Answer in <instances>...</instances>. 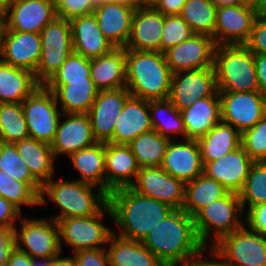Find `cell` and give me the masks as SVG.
I'll use <instances>...</instances> for the list:
<instances>
[{"instance_id":"obj_1","label":"cell","mask_w":266,"mask_h":266,"mask_svg":"<svg viewBox=\"0 0 266 266\" xmlns=\"http://www.w3.org/2000/svg\"><path fill=\"white\" fill-rule=\"evenodd\" d=\"M108 204L113 222L119 228H115L113 233L140 242L174 210L165 203L138 194L130 187L113 190L108 195Z\"/></svg>"},{"instance_id":"obj_2","label":"cell","mask_w":266,"mask_h":266,"mask_svg":"<svg viewBox=\"0 0 266 266\" xmlns=\"http://www.w3.org/2000/svg\"><path fill=\"white\" fill-rule=\"evenodd\" d=\"M142 244L165 266L184 265L202 246L194 218L183 209L172 210L150 230Z\"/></svg>"},{"instance_id":"obj_3","label":"cell","mask_w":266,"mask_h":266,"mask_svg":"<svg viewBox=\"0 0 266 266\" xmlns=\"http://www.w3.org/2000/svg\"><path fill=\"white\" fill-rule=\"evenodd\" d=\"M125 70L131 96L147 101L169 98L173 73L164 53L125 49Z\"/></svg>"},{"instance_id":"obj_4","label":"cell","mask_w":266,"mask_h":266,"mask_svg":"<svg viewBox=\"0 0 266 266\" xmlns=\"http://www.w3.org/2000/svg\"><path fill=\"white\" fill-rule=\"evenodd\" d=\"M53 179L42 186L39 205L46 206L48 200H51L60 208L61 212L58 215L49 216L54 221L63 218L89 217L97 214L108 203V195L99 187L74 178L71 181Z\"/></svg>"},{"instance_id":"obj_5","label":"cell","mask_w":266,"mask_h":266,"mask_svg":"<svg viewBox=\"0 0 266 266\" xmlns=\"http://www.w3.org/2000/svg\"><path fill=\"white\" fill-rule=\"evenodd\" d=\"M214 69L218 91H259L254 54L244 44L216 46Z\"/></svg>"},{"instance_id":"obj_6","label":"cell","mask_w":266,"mask_h":266,"mask_svg":"<svg viewBox=\"0 0 266 266\" xmlns=\"http://www.w3.org/2000/svg\"><path fill=\"white\" fill-rule=\"evenodd\" d=\"M243 212L239 194L235 192H228L224 197L204 207L194 217L195 230L200 242L208 246V242L211 241L210 244L214 245L223 236L240 229L244 226L241 219Z\"/></svg>"},{"instance_id":"obj_7","label":"cell","mask_w":266,"mask_h":266,"mask_svg":"<svg viewBox=\"0 0 266 266\" xmlns=\"http://www.w3.org/2000/svg\"><path fill=\"white\" fill-rule=\"evenodd\" d=\"M104 216L113 215L107 203L97 214L89 217L63 218L56 221L59 228V245L66 243L73 253L80 250L106 248L113 230L103 223ZM106 245V246H105Z\"/></svg>"},{"instance_id":"obj_8","label":"cell","mask_w":266,"mask_h":266,"mask_svg":"<svg viewBox=\"0 0 266 266\" xmlns=\"http://www.w3.org/2000/svg\"><path fill=\"white\" fill-rule=\"evenodd\" d=\"M40 38L41 58L34 75L45 85L73 52L70 21L56 17L42 29Z\"/></svg>"},{"instance_id":"obj_9","label":"cell","mask_w":266,"mask_h":266,"mask_svg":"<svg viewBox=\"0 0 266 266\" xmlns=\"http://www.w3.org/2000/svg\"><path fill=\"white\" fill-rule=\"evenodd\" d=\"M21 105L29 138L51 144L63 114L53 92L40 85Z\"/></svg>"},{"instance_id":"obj_10","label":"cell","mask_w":266,"mask_h":266,"mask_svg":"<svg viewBox=\"0 0 266 266\" xmlns=\"http://www.w3.org/2000/svg\"><path fill=\"white\" fill-rule=\"evenodd\" d=\"M20 229L14 227V245L32 258L58 257L59 245L57 222L49 218H20ZM24 245V246H23Z\"/></svg>"},{"instance_id":"obj_11","label":"cell","mask_w":266,"mask_h":266,"mask_svg":"<svg viewBox=\"0 0 266 266\" xmlns=\"http://www.w3.org/2000/svg\"><path fill=\"white\" fill-rule=\"evenodd\" d=\"M214 246L229 266H266V236L246 225L223 236Z\"/></svg>"},{"instance_id":"obj_12","label":"cell","mask_w":266,"mask_h":266,"mask_svg":"<svg viewBox=\"0 0 266 266\" xmlns=\"http://www.w3.org/2000/svg\"><path fill=\"white\" fill-rule=\"evenodd\" d=\"M221 121L240 133L252 128L266 114V97L259 91H219Z\"/></svg>"},{"instance_id":"obj_13","label":"cell","mask_w":266,"mask_h":266,"mask_svg":"<svg viewBox=\"0 0 266 266\" xmlns=\"http://www.w3.org/2000/svg\"><path fill=\"white\" fill-rule=\"evenodd\" d=\"M56 17L54 0H6L3 25L9 31L40 34Z\"/></svg>"},{"instance_id":"obj_14","label":"cell","mask_w":266,"mask_h":266,"mask_svg":"<svg viewBox=\"0 0 266 266\" xmlns=\"http://www.w3.org/2000/svg\"><path fill=\"white\" fill-rule=\"evenodd\" d=\"M130 188L140 195L165 203L173 209H182L184 204L185 184L169 175L160 166L140 168Z\"/></svg>"},{"instance_id":"obj_15","label":"cell","mask_w":266,"mask_h":266,"mask_svg":"<svg viewBox=\"0 0 266 266\" xmlns=\"http://www.w3.org/2000/svg\"><path fill=\"white\" fill-rule=\"evenodd\" d=\"M214 67L173 73L169 100L181 111L217 92Z\"/></svg>"},{"instance_id":"obj_16","label":"cell","mask_w":266,"mask_h":266,"mask_svg":"<svg viewBox=\"0 0 266 266\" xmlns=\"http://www.w3.org/2000/svg\"><path fill=\"white\" fill-rule=\"evenodd\" d=\"M216 46L213 37L194 34L190 39L169 48L164 54L172 73L198 70L214 67Z\"/></svg>"},{"instance_id":"obj_17","label":"cell","mask_w":266,"mask_h":266,"mask_svg":"<svg viewBox=\"0 0 266 266\" xmlns=\"http://www.w3.org/2000/svg\"><path fill=\"white\" fill-rule=\"evenodd\" d=\"M39 33L9 31L3 28L0 44V60L33 74L41 58Z\"/></svg>"},{"instance_id":"obj_18","label":"cell","mask_w":266,"mask_h":266,"mask_svg":"<svg viewBox=\"0 0 266 266\" xmlns=\"http://www.w3.org/2000/svg\"><path fill=\"white\" fill-rule=\"evenodd\" d=\"M130 96L126 87L98 92L88 112L92 134L97 142L108 143L112 139L117 117Z\"/></svg>"},{"instance_id":"obj_19","label":"cell","mask_w":266,"mask_h":266,"mask_svg":"<svg viewBox=\"0 0 266 266\" xmlns=\"http://www.w3.org/2000/svg\"><path fill=\"white\" fill-rule=\"evenodd\" d=\"M254 8L242 4L217 7L214 42L219 45L245 44L256 20Z\"/></svg>"},{"instance_id":"obj_20","label":"cell","mask_w":266,"mask_h":266,"mask_svg":"<svg viewBox=\"0 0 266 266\" xmlns=\"http://www.w3.org/2000/svg\"><path fill=\"white\" fill-rule=\"evenodd\" d=\"M96 142L88 114L63 113L50 145L55 158H58L60 155L69 157Z\"/></svg>"},{"instance_id":"obj_21","label":"cell","mask_w":266,"mask_h":266,"mask_svg":"<svg viewBox=\"0 0 266 266\" xmlns=\"http://www.w3.org/2000/svg\"><path fill=\"white\" fill-rule=\"evenodd\" d=\"M160 167L184 184L202 175L203 164L197 140H170Z\"/></svg>"},{"instance_id":"obj_22","label":"cell","mask_w":266,"mask_h":266,"mask_svg":"<svg viewBox=\"0 0 266 266\" xmlns=\"http://www.w3.org/2000/svg\"><path fill=\"white\" fill-rule=\"evenodd\" d=\"M253 162L242 146H239L218 160L204 163L203 174L217 180L229 192L239 193Z\"/></svg>"},{"instance_id":"obj_23","label":"cell","mask_w":266,"mask_h":266,"mask_svg":"<svg viewBox=\"0 0 266 266\" xmlns=\"http://www.w3.org/2000/svg\"><path fill=\"white\" fill-rule=\"evenodd\" d=\"M164 15L151 4L135 9L125 49L161 52Z\"/></svg>"},{"instance_id":"obj_24","label":"cell","mask_w":266,"mask_h":266,"mask_svg":"<svg viewBox=\"0 0 266 266\" xmlns=\"http://www.w3.org/2000/svg\"><path fill=\"white\" fill-rule=\"evenodd\" d=\"M140 166L129 145L105 143L106 194L130 187L136 180Z\"/></svg>"},{"instance_id":"obj_25","label":"cell","mask_w":266,"mask_h":266,"mask_svg":"<svg viewBox=\"0 0 266 266\" xmlns=\"http://www.w3.org/2000/svg\"><path fill=\"white\" fill-rule=\"evenodd\" d=\"M153 130L147 100L130 96L117 117L110 143L129 145L139 135Z\"/></svg>"},{"instance_id":"obj_26","label":"cell","mask_w":266,"mask_h":266,"mask_svg":"<svg viewBox=\"0 0 266 266\" xmlns=\"http://www.w3.org/2000/svg\"><path fill=\"white\" fill-rule=\"evenodd\" d=\"M135 9L113 2L97 4L93 14L103 36L114 48H125Z\"/></svg>"},{"instance_id":"obj_27","label":"cell","mask_w":266,"mask_h":266,"mask_svg":"<svg viewBox=\"0 0 266 266\" xmlns=\"http://www.w3.org/2000/svg\"><path fill=\"white\" fill-rule=\"evenodd\" d=\"M70 26L73 52L91 59L103 56L114 48L103 36L93 13L72 18Z\"/></svg>"},{"instance_id":"obj_28","label":"cell","mask_w":266,"mask_h":266,"mask_svg":"<svg viewBox=\"0 0 266 266\" xmlns=\"http://www.w3.org/2000/svg\"><path fill=\"white\" fill-rule=\"evenodd\" d=\"M90 78L99 91L126 87L125 48H113L103 56L91 58Z\"/></svg>"},{"instance_id":"obj_29","label":"cell","mask_w":266,"mask_h":266,"mask_svg":"<svg viewBox=\"0 0 266 266\" xmlns=\"http://www.w3.org/2000/svg\"><path fill=\"white\" fill-rule=\"evenodd\" d=\"M180 113L184 121L187 139L201 138L221 121L219 91L213 96L196 100Z\"/></svg>"},{"instance_id":"obj_30","label":"cell","mask_w":266,"mask_h":266,"mask_svg":"<svg viewBox=\"0 0 266 266\" xmlns=\"http://www.w3.org/2000/svg\"><path fill=\"white\" fill-rule=\"evenodd\" d=\"M55 95L62 113L88 114L99 92L91 78L86 81H67L62 86H45Z\"/></svg>"},{"instance_id":"obj_31","label":"cell","mask_w":266,"mask_h":266,"mask_svg":"<svg viewBox=\"0 0 266 266\" xmlns=\"http://www.w3.org/2000/svg\"><path fill=\"white\" fill-rule=\"evenodd\" d=\"M20 157L27 164L32 177L43 186L54 178L55 156L51 145L33 138H26L15 143Z\"/></svg>"},{"instance_id":"obj_32","label":"cell","mask_w":266,"mask_h":266,"mask_svg":"<svg viewBox=\"0 0 266 266\" xmlns=\"http://www.w3.org/2000/svg\"><path fill=\"white\" fill-rule=\"evenodd\" d=\"M107 248L110 266H165L140 241L128 240L113 233Z\"/></svg>"},{"instance_id":"obj_33","label":"cell","mask_w":266,"mask_h":266,"mask_svg":"<svg viewBox=\"0 0 266 266\" xmlns=\"http://www.w3.org/2000/svg\"><path fill=\"white\" fill-rule=\"evenodd\" d=\"M74 169L80 174L78 180L99 187L106 193L105 174V143L94 145L76 151L69 156Z\"/></svg>"},{"instance_id":"obj_34","label":"cell","mask_w":266,"mask_h":266,"mask_svg":"<svg viewBox=\"0 0 266 266\" xmlns=\"http://www.w3.org/2000/svg\"><path fill=\"white\" fill-rule=\"evenodd\" d=\"M39 86L33 73L0 60V104L22 103Z\"/></svg>"},{"instance_id":"obj_35","label":"cell","mask_w":266,"mask_h":266,"mask_svg":"<svg viewBox=\"0 0 266 266\" xmlns=\"http://www.w3.org/2000/svg\"><path fill=\"white\" fill-rule=\"evenodd\" d=\"M202 164L218 160L241 146V133L232 125L222 121L208 133L197 139Z\"/></svg>"},{"instance_id":"obj_36","label":"cell","mask_w":266,"mask_h":266,"mask_svg":"<svg viewBox=\"0 0 266 266\" xmlns=\"http://www.w3.org/2000/svg\"><path fill=\"white\" fill-rule=\"evenodd\" d=\"M228 192L217 180L202 174L185 183L182 209L194 218L204 207L224 197Z\"/></svg>"},{"instance_id":"obj_37","label":"cell","mask_w":266,"mask_h":266,"mask_svg":"<svg viewBox=\"0 0 266 266\" xmlns=\"http://www.w3.org/2000/svg\"><path fill=\"white\" fill-rule=\"evenodd\" d=\"M153 130L170 140L174 135L187 139V133L180 110L169 100L148 101Z\"/></svg>"},{"instance_id":"obj_38","label":"cell","mask_w":266,"mask_h":266,"mask_svg":"<svg viewBox=\"0 0 266 266\" xmlns=\"http://www.w3.org/2000/svg\"><path fill=\"white\" fill-rule=\"evenodd\" d=\"M169 143L170 139L151 130L139 135L129 146L140 168L159 167L162 165Z\"/></svg>"},{"instance_id":"obj_39","label":"cell","mask_w":266,"mask_h":266,"mask_svg":"<svg viewBox=\"0 0 266 266\" xmlns=\"http://www.w3.org/2000/svg\"><path fill=\"white\" fill-rule=\"evenodd\" d=\"M217 7L210 0H186L180 16L195 34L213 37Z\"/></svg>"},{"instance_id":"obj_40","label":"cell","mask_w":266,"mask_h":266,"mask_svg":"<svg viewBox=\"0 0 266 266\" xmlns=\"http://www.w3.org/2000/svg\"><path fill=\"white\" fill-rule=\"evenodd\" d=\"M29 138L21 103L0 104V142L15 144Z\"/></svg>"},{"instance_id":"obj_41","label":"cell","mask_w":266,"mask_h":266,"mask_svg":"<svg viewBox=\"0 0 266 266\" xmlns=\"http://www.w3.org/2000/svg\"><path fill=\"white\" fill-rule=\"evenodd\" d=\"M0 170L17 181L26 183L38 196L42 186L32 177L15 144L0 142Z\"/></svg>"},{"instance_id":"obj_42","label":"cell","mask_w":266,"mask_h":266,"mask_svg":"<svg viewBox=\"0 0 266 266\" xmlns=\"http://www.w3.org/2000/svg\"><path fill=\"white\" fill-rule=\"evenodd\" d=\"M238 194L244 212L254 205L266 203V161L253 162Z\"/></svg>"},{"instance_id":"obj_43","label":"cell","mask_w":266,"mask_h":266,"mask_svg":"<svg viewBox=\"0 0 266 266\" xmlns=\"http://www.w3.org/2000/svg\"><path fill=\"white\" fill-rule=\"evenodd\" d=\"M0 197L21 211V206H39V196L24 182L17 181L0 170Z\"/></svg>"},{"instance_id":"obj_44","label":"cell","mask_w":266,"mask_h":266,"mask_svg":"<svg viewBox=\"0 0 266 266\" xmlns=\"http://www.w3.org/2000/svg\"><path fill=\"white\" fill-rule=\"evenodd\" d=\"M90 78V59L72 52L44 86H62L67 81H86Z\"/></svg>"},{"instance_id":"obj_45","label":"cell","mask_w":266,"mask_h":266,"mask_svg":"<svg viewBox=\"0 0 266 266\" xmlns=\"http://www.w3.org/2000/svg\"><path fill=\"white\" fill-rule=\"evenodd\" d=\"M241 146L253 161H266V114L241 133Z\"/></svg>"},{"instance_id":"obj_46","label":"cell","mask_w":266,"mask_h":266,"mask_svg":"<svg viewBox=\"0 0 266 266\" xmlns=\"http://www.w3.org/2000/svg\"><path fill=\"white\" fill-rule=\"evenodd\" d=\"M195 33L180 15H164L161 52L190 39Z\"/></svg>"},{"instance_id":"obj_47","label":"cell","mask_w":266,"mask_h":266,"mask_svg":"<svg viewBox=\"0 0 266 266\" xmlns=\"http://www.w3.org/2000/svg\"><path fill=\"white\" fill-rule=\"evenodd\" d=\"M57 17L71 20L78 16L92 14L97 3L95 0H54Z\"/></svg>"},{"instance_id":"obj_48","label":"cell","mask_w":266,"mask_h":266,"mask_svg":"<svg viewBox=\"0 0 266 266\" xmlns=\"http://www.w3.org/2000/svg\"><path fill=\"white\" fill-rule=\"evenodd\" d=\"M244 45L253 54H266V18L256 17L249 39Z\"/></svg>"},{"instance_id":"obj_49","label":"cell","mask_w":266,"mask_h":266,"mask_svg":"<svg viewBox=\"0 0 266 266\" xmlns=\"http://www.w3.org/2000/svg\"><path fill=\"white\" fill-rule=\"evenodd\" d=\"M210 247V248H209ZM202 246L184 265L182 266H229L224 256L215 248L214 245ZM209 250V258L206 259ZM204 257V258H203Z\"/></svg>"},{"instance_id":"obj_50","label":"cell","mask_w":266,"mask_h":266,"mask_svg":"<svg viewBox=\"0 0 266 266\" xmlns=\"http://www.w3.org/2000/svg\"><path fill=\"white\" fill-rule=\"evenodd\" d=\"M72 255L77 266H110L106 248L80 250Z\"/></svg>"},{"instance_id":"obj_51","label":"cell","mask_w":266,"mask_h":266,"mask_svg":"<svg viewBox=\"0 0 266 266\" xmlns=\"http://www.w3.org/2000/svg\"><path fill=\"white\" fill-rule=\"evenodd\" d=\"M246 227L252 232L266 236V203H260L245 212Z\"/></svg>"},{"instance_id":"obj_52","label":"cell","mask_w":266,"mask_h":266,"mask_svg":"<svg viewBox=\"0 0 266 266\" xmlns=\"http://www.w3.org/2000/svg\"><path fill=\"white\" fill-rule=\"evenodd\" d=\"M21 213L16 206L0 197V228L14 229L16 221L22 217Z\"/></svg>"},{"instance_id":"obj_53","label":"cell","mask_w":266,"mask_h":266,"mask_svg":"<svg viewBox=\"0 0 266 266\" xmlns=\"http://www.w3.org/2000/svg\"><path fill=\"white\" fill-rule=\"evenodd\" d=\"M14 246V230L0 228V266L7 265L9 253Z\"/></svg>"},{"instance_id":"obj_54","label":"cell","mask_w":266,"mask_h":266,"mask_svg":"<svg viewBox=\"0 0 266 266\" xmlns=\"http://www.w3.org/2000/svg\"><path fill=\"white\" fill-rule=\"evenodd\" d=\"M186 0H154L151 5L163 15H180Z\"/></svg>"},{"instance_id":"obj_55","label":"cell","mask_w":266,"mask_h":266,"mask_svg":"<svg viewBox=\"0 0 266 266\" xmlns=\"http://www.w3.org/2000/svg\"><path fill=\"white\" fill-rule=\"evenodd\" d=\"M254 66L259 92L266 97V54H254Z\"/></svg>"},{"instance_id":"obj_56","label":"cell","mask_w":266,"mask_h":266,"mask_svg":"<svg viewBox=\"0 0 266 266\" xmlns=\"http://www.w3.org/2000/svg\"><path fill=\"white\" fill-rule=\"evenodd\" d=\"M31 258L14 246L9 253L7 266H31Z\"/></svg>"},{"instance_id":"obj_57","label":"cell","mask_w":266,"mask_h":266,"mask_svg":"<svg viewBox=\"0 0 266 266\" xmlns=\"http://www.w3.org/2000/svg\"><path fill=\"white\" fill-rule=\"evenodd\" d=\"M61 255L62 254L52 260L51 266H77L72 255L70 257H61Z\"/></svg>"},{"instance_id":"obj_58","label":"cell","mask_w":266,"mask_h":266,"mask_svg":"<svg viewBox=\"0 0 266 266\" xmlns=\"http://www.w3.org/2000/svg\"><path fill=\"white\" fill-rule=\"evenodd\" d=\"M55 257L31 258V266H51Z\"/></svg>"},{"instance_id":"obj_59","label":"cell","mask_w":266,"mask_h":266,"mask_svg":"<svg viewBox=\"0 0 266 266\" xmlns=\"http://www.w3.org/2000/svg\"><path fill=\"white\" fill-rule=\"evenodd\" d=\"M112 2L133 9L139 8L141 5H143L139 0H112Z\"/></svg>"},{"instance_id":"obj_60","label":"cell","mask_w":266,"mask_h":266,"mask_svg":"<svg viewBox=\"0 0 266 266\" xmlns=\"http://www.w3.org/2000/svg\"><path fill=\"white\" fill-rule=\"evenodd\" d=\"M216 7L234 6L241 4L240 0H210Z\"/></svg>"},{"instance_id":"obj_61","label":"cell","mask_w":266,"mask_h":266,"mask_svg":"<svg viewBox=\"0 0 266 266\" xmlns=\"http://www.w3.org/2000/svg\"><path fill=\"white\" fill-rule=\"evenodd\" d=\"M254 10L257 17L266 18V0H260L259 4Z\"/></svg>"},{"instance_id":"obj_62","label":"cell","mask_w":266,"mask_h":266,"mask_svg":"<svg viewBox=\"0 0 266 266\" xmlns=\"http://www.w3.org/2000/svg\"><path fill=\"white\" fill-rule=\"evenodd\" d=\"M242 5L249 6L251 8H256L260 0H240Z\"/></svg>"},{"instance_id":"obj_63","label":"cell","mask_w":266,"mask_h":266,"mask_svg":"<svg viewBox=\"0 0 266 266\" xmlns=\"http://www.w3.org/2000/svg\"><path fill=\"white\" fill-rule=\"evenodd\" d=\"M5 1L6 0H0V18H4V14H5Z\"/></svg>"},{"instance_id":"obj_64","label":"cell","mask_w":266,"mask_h":266,"mask_svg":"<svg viewBox=\"0 0 266 266\" xmlns=\"http://www.w3.org/2000/svg\"><path fill=\"white\" fill-rule=\"evenodd\" d=\"M3 28H4L3 18H0V44H1V34H2Z\"/></svg>"},{"instance_id":"obj_65","label":"cell","mask_w":266,"mask_h":266,"mask_svg":"<svg viewBox=\"0 0 266 266\" xmlns=\"http://www.w3.org/2000/svg\"><path fill=\"white\" fill-rule=\"evenodd\" d=\"M143 5H149L151 4L154 0H139Z\"/></svg>"},{"instance_id":"obj_66","label":"cell","mask_w":266,"mask_h":266,"mask_svg":"<svg viewBox=\"0 0 266 266\" xmlns=\"http://www.w3.org/2000/svg\"><path fill=\"white\" fill-rule=\"evenodd\" d=\"M97 4L104 3V2H112V0H95Z\"/></svg>"}]
</instances>
